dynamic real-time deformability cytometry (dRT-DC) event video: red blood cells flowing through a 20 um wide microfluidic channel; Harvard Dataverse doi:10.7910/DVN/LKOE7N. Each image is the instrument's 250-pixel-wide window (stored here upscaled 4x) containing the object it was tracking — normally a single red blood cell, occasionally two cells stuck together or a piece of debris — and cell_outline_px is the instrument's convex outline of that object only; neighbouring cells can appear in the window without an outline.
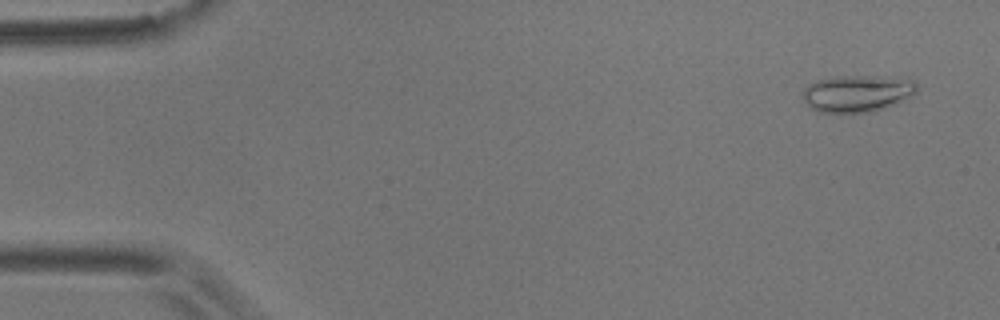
{"species": "common noctule bat (a hibernating species)", "species_latin": "Nyctalus noctula", "temperature_condition": "room temperature", "stored_images_in_passage": 8, "camera_frame_rate_fps": 3000, "um_per_image_px": 0.085, "animal": {"sex": "male", "body_mass_g": 17.9}, "frame": {"image": 1, "passage_image": 3, "time_ms": 0.667, "image_size_px": [1000, 320], "cell_outline_px": [[916, 92], [900, 100], [880, 108], [868, 112], [816, 112], [800, 96], [804, 88], [808, 84], [816, 80], [836, 76], [908, 76], [916, 80]], "centroid_in_image_um": [72.84, 7.89], "position_along_channel_um": 12.2, "area_um2": 24.57}}